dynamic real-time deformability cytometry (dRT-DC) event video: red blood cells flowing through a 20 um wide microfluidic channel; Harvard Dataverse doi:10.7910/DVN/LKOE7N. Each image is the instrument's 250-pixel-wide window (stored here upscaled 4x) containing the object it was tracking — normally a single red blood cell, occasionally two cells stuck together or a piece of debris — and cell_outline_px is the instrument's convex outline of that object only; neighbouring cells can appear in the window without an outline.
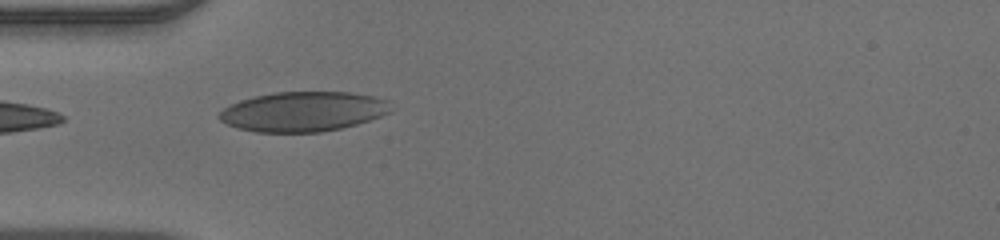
{"species": "human", "species_latin": "Homo sapiens", "temperature_condition": "warm", "stored_images_in_passage": 13, "camera_frame_rate_fps": 3000, "um_per_image_px": 0.085, "donor": {"sex": "male"}, "frame": {"image": 1, "passage_image": 1, "time_ms": 0.0, "image_size_px": [1000, 240], "cell_outline_px": [[392, 112], [356, 124], [340, 128], [320, 132], [256, 132], [236, 128], [220, 120], [216, 116], [224, 108], [240, 100], [252, 96], [276, 92], [348, 92], [372, 96], [392, 100]], "centroid_in_image_um": [25.79, 9.48], "position_along_channel_um": 59.2, "area_um2": 40.0}}
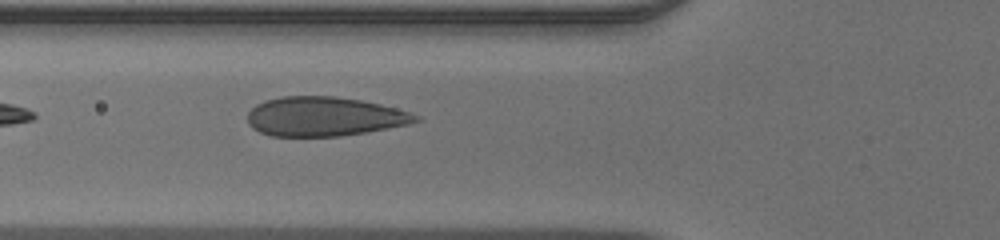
{"frame": {"image": 2, "passage_image": 4, "time_ms": 1.0, "image_size_px": [1000, 240], "cell_outline_px": [[424, 120], [408, 124], [368, 132], [340, 136], [272, 136], [260, 132], [252, 128], [248, 124], [248, 112], [256, 104], [264, 100], [280, 96], [336, 96], [360, 100], [380, 104], [412, 112], [420, 116]], "centroid_in_image_um": [27.58, 9.9], "position_along_channel_um": 98.2, "area_um2": 38.78}}
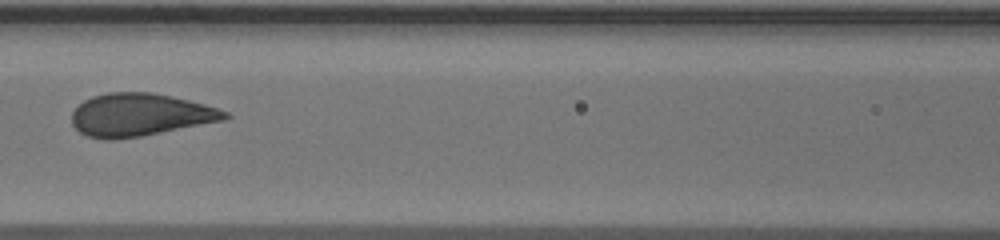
{"frame": {"image": 3, "passage_image": 8, "time_ms": 2.333, "image_size_px": [1000, 240], "cell_outline_px": [[232, 116], [224, 120], [140, 136], [116, 140], [104, 140], [88, 136], [80, 132], [72, 124], [72, 112], [84, 100], [92, 96], [108, 92], [152, 92], [172, 96], [204, 104], [228, 112]], "centroid_in_image_um": [11.88, 9.76], "position_along_channel_um": 154.7, "area_um2": 37.97}}